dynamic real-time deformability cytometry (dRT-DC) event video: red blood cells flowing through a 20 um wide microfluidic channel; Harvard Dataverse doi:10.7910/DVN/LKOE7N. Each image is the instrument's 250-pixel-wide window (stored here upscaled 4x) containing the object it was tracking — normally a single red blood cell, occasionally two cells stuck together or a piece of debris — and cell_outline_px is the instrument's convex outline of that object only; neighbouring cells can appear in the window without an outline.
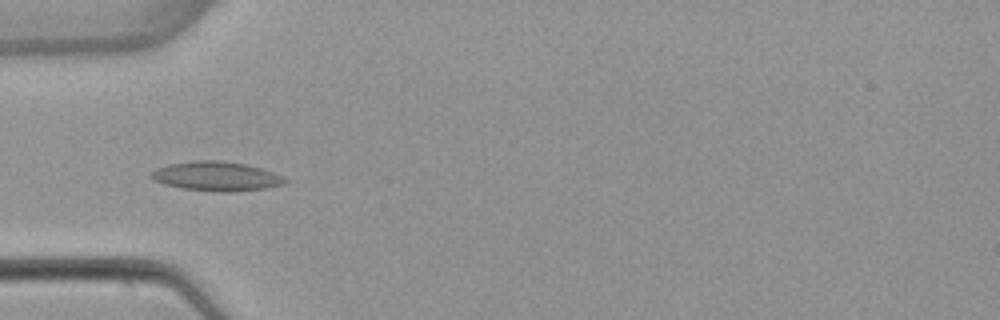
{"species": "common noctule bat (a hibernating species)", "species_latin": "Nyctalus noctula", "temperature_condition": "warm", "stored_images_in_passage": 6, "camera_frame_rate_fps": 3000, "um_per_image_px": 0.085, "animal": {"sex": "female", "body_mass_g": 22.7, "forearm_length_mm": 54.2}, "frame": {"image": 1, "passage_image": 4, "time_ms": 3.667, "image_size_px": [1000, 320], "cell_outline_px": [[288, 180], [284, 184], [264, 188], [232, 192], [220, 192], [184, 188], [164, 184], [152, 180], [148, 176], [156, 168], [168, 164], [196, 160], [216, 160], [244, 164], [260, 168], [284, 176]], "centroid_in_image_um": [18.36, 14.98], "position_along_channel_um": 66.6, "area_um2": 22.77}}
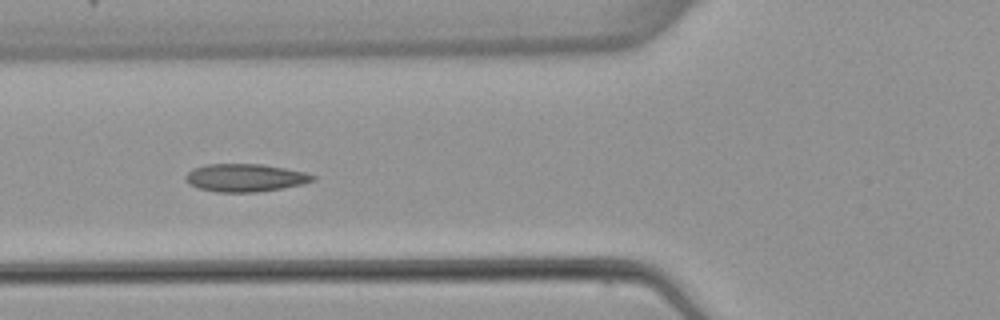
{"frame": {"image": 2, "passage_image": 5, "time_ms": 4.667, "image_size_px": [1000, 320], "cell_outline_px": [[316, 180], [304, 184], [256, 192], [216, 192], [196, 188], [184, 176], [192, 168], [204, 164], [260, 164], [284, 168], [304, 172], [316, 176]], "centroid_in_image_um": [20.83, 15.1], "position_along_channel_um": 105.0, "area_um2": 20.58}}
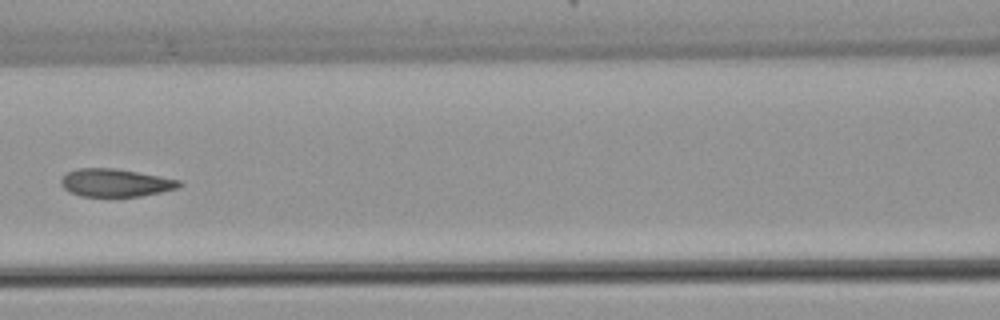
{"frame": {"image": 3, "passage_image": 6, "time_ms": 6.0, "image_size_px": [1000, 320], "cell_outline_px": [[184, 184], [176, 188], [160, 192], [140, 196], [80, 196], [64, 188], [60, 184], [60, 180], [68, 172], [76, 168], [116, 168], [160, 176], [180, 180]], "centroid_in_image_um": [9.81, 15.52], "position_along_channel_um": 156.8, "area_um2": 19.07}}